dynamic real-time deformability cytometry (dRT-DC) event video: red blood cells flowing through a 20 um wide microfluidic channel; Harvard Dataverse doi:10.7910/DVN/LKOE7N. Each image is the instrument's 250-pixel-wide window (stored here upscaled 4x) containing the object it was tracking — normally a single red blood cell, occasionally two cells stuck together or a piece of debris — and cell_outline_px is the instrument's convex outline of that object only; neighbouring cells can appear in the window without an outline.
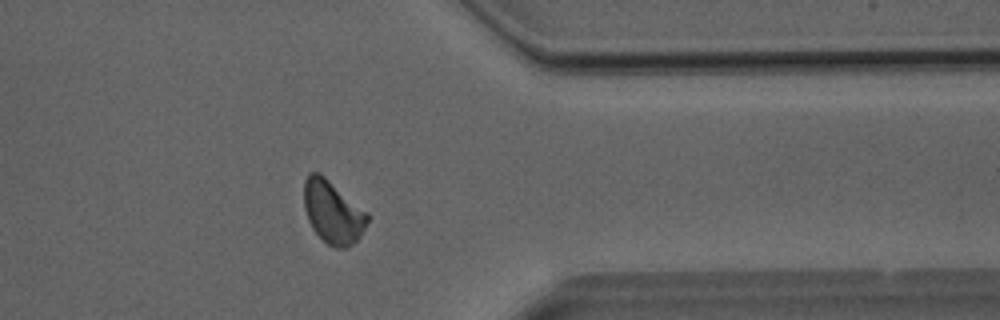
{"species": "Egyptian fruit bat (a non-hibernating species)", "species_latin": "Rousettus aegyptiacus", "temperature_condition": "room temperature", "stored_images_in_passage": 37, "camera_frame_rate_fps": 3000, "um_per_image_px": 0.085, "animal": {"sex": "male"}, "frame": {"image": 1, "passage_image": 30, "time_ms": 9.667, "image_size_px": [1000, 320], "cell_outline_px": [[368, 220], [360, 236], [352, 244], [344, 248], [336, 248], [328, 244], [312, 228], [308, 220], [304, 208], [304, 180], [308, 172], [320, 172], [368, 212]], "centroid_in_image_um": [28.27, 17.99], "position_along_channel_um": 383.1, "area_um2": 23.18}}
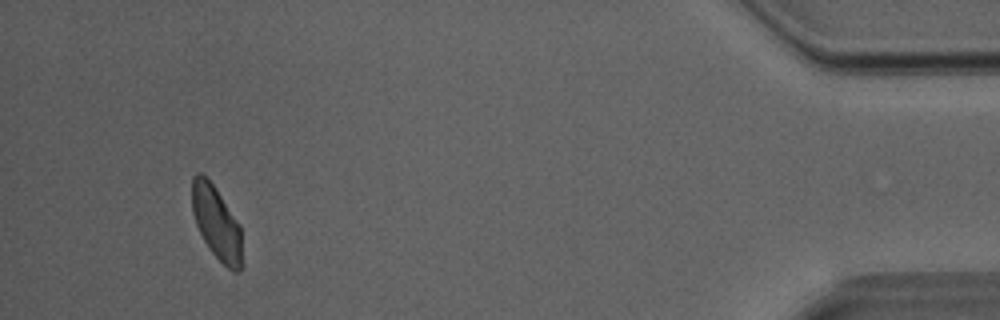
{"frame": {"image": 2, "passage_image": 35, "time_ms": 11.333, "image_size_px": [1000, 320], "cell_outline_px": [[244, 268], [236, 272], [232, 272], [212, 252], [204, 240], [196, 224], [192, 212], [192, 176], [196, 172], [200, 172], [212, 184], [240, 224], [244, 264]], "centroid_in_image_um": [18.44, 19.0], "position_along_channel_um": 416.8, "area_um2": 21.5}}